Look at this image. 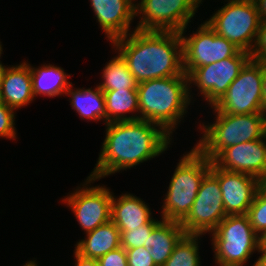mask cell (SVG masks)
<instances>
[{
    "mask_svg": "<svg viewBox=\"0 0 266 266\" xmlns=\"http://www.w3.org/2000/svg\"><path fill=\"white\" fill-rule=\"evenodd\" d=\"M105 125V140L96 167L90 174L96 180L158 156L171 141V135L161 126L147 120L118 121Z\"/></svg>",
    "mask_w": 266,
    "mask_h": 266,
    "instance_id": "1",
    "label": "cell"
},
{
    "mask_svg": "<svg viewBox=\"0 0 266 266\" xmlns=\"http://www.w3.org/2000/svg\"><path fill=\"white\" fill-rule=\"evenodd\" d=\"M140 83L146 80L186 75L180 32L136 29L112 42Z\"/></svg>",
    "mask_w": 266,
    "mask_h": 266,
    "instance_id": "2",
    "label": "cell"
},
{
    "mask_svg": "<svg viewBox=\"0 0 266 266\" xmlns=\"http://www.w3.org/2000/svg\"><path fill=\"white\" fill-rule=\"evenodd\" d=\"M187 75L146 80L138 83L139 119L161 126L169 135L190 104Z\"/></svg>",
    "mask_w": 266,
    "mask_h": 266,
    "instance_id": "3",
    "label": "cell"
},
{
    "mask_svg": "<svg viewBox=\"0 0 266 266\" xmlns=\"http://www.w3.org/2000/svg\"><path fill=\"white\" fill-rule=\"evenodd\" d=\"M215 113V123L203 124V136L195 145V148L211 161L225 148L254 141L266 135V115L263 113L223 114L219 110H215Z\"/></svg>",
    "mask_w": 266,
    "mask_h": 266,
    "instance_id": "4",
    "label": "cell"
},
{
    "mask_svg": "<svg viewBox=\"0 0 266 266\" xmlns=\"http://www.w3.org/2000/svg\"><path fill=\"white\" fill-rule=\"evenodd\" d=\"M212 161L195 147L177 164L162 207V219L181 222L189 213Z\"/></svg>",
    "mask_w": 266,
    "mask_h": 266,
    "instance_id": "5",
    "label": "cell"
},
{
    "mask_svg": "<svg viewBox=\"0 0 266 266\" xmlns=\"http://www.w3.org/2000/svg\"><path fill=\"white\" fill-rule=\"evenodd\" d=\"M211 233L219 266H243L261 242L247 214L227 215Z\"/></svg>",
    "mask_w": 266,
    "mask_h": 266,
    "instance_id": "6",
    "label": "cell"
},
{
    "mask_svg": "<svg viewBox=\"0 0 266 266\" xmlns=\"http://www.w3.org/2000/svg\"><path fill=\"white\" fill-rule=\"evenodd\" d=\"M206 23L216 34L250 54L261 18L253 0H229Z\"/></svg>",
    "mask_w": 266,
    "mask_h": 266,
    "instance_id": "7",
    "label": "cell"
},
{
    "mask_svg": "<svg viewBox=\"0 0 266 266\" xmlns=\"http://www.w3.org/2000/svg\"><path fill=\"white\" fill-rule=\"evenodd\" d=\"M211 108L223 114L262 113V62L250 59Z\"/></svg>",
    "mask_w": 266,
    "mask_h": 266,
    "instance_id": "8",
    "label": "cell"
},
{
    "mask_svg": "<svg viewBox=\"0 0 266 266\" xmlns=\"http://www.w3.org/2000/svg\"><path fill=\"white\" fill-rule=\"evenodd\" d=\"M202 0H141L135 16L142 14L136 29L144 31L185 30Z\"/></svg>",
    "mask_w": 266,
    "mask_h": 266,
    "instance_id": "9",
    "label": "cell"
},
{
    "mask_svg": "<svg viewBox=\"0 0 266 266\" xmlns=\"http://www.w3.org/2000/svg\"><path fill=\"white\" fill-rule=\"evenodd\" d=\"M184 31H180V37L183 68L186 75L197 67L233 57L240 51L226 38L216 34L206 22L201 24L197 32L189 37H184Z\"/></svg>",
    "mask_w": 266,
    "mask_h": 266,
    "instance_id": "10",
    "label": "cell"
},
{
    "mask_svg": "<svg viewBox=\"0 0 266 266\" xmlns=\"http://www.w3.org/2000/svg\"><path fill=\"white\" fill-rule=\"evenodd\" d=\"M218 179L209 172L202 180L188 215L180 222L186 234L212 232L226 217Z\"/></svg>",
    "mask_w": 266,
    "mask_h": 266,
    "instance_id": "11",
    "label": "cell"
},
{
    "mask_svg": "<svg viewBox=\"0 0 266 266\" xmlns=\"http://www.w3.org/2000/svg\"><path fill=\"white\" fill-rule=\"evenodd\" d=\"M250 59L248 52L240 50L233 57L193 69L187 75L188 83H194L212 107L226 93L229 85Z\"/></svg>",
    "mask_w": 266,
    "mask_h": 266,
    "instance_id": "12",
    "label": "cell"
},
{
    "mask_svg": "<svg viewBox=\"0 0 266 266\" xmlns=\"http://www.w3.org/2000/svg\"><path fill=\"white\" fill-rule=\"evenodd\" d=\"M95 178L88 176L83 187L63 199L71 207L82 229L88 233L98 226L111 220V204L113 193L102 186L87 187L95 182Z\"/></svg>",
    "mask_w": 266,
    "mask_h": 266,
    "instance_id": "13",
    "label": "cell"
},
{
    "mask_svg": "<svg viewBox=\"0 0 266 266\" xmlns=\"http://www.w3.org/2000/svg\"><path fill=\"white\" fill-rule=\"evenodd\" d=\"M210 172L218 179L226 215L247 214L259 189V179L238 172H230L211 163Z\"/></svg>",
    "mask_w": 266,
    "mask_h": 266,
    "instance_id": "14",
    "label": "cell"
},
{
    "mask_svg": "<svg viewBox=\"0 0 266 266\" xmlns=\"http://www.w3.org/2000/svg\"><path fill=\"white\" fill-rule=\"evenodd\" d=\"M212 162L223 170L260 179L266 174V135L225 148Z\"/></svg>",
    "mask_w": 266,
    "mask_h": 266,
    "instance_id": "15",
    "label": "cell"
},
{
    "mask_svg": "<svg viewBox=\"0 0 266 266\" xmlns=\"http://www.w3.org/2000/svg\"><path fill=\"white\" fill-rule=\"evenodd\" d=\"M94 14L108 40L127 35L135 16V0H90Z\"/></svg>",
    "mask_w": 266,
    "mask_h": 266,
    "instance_id": "16",
    "label": "cell"
},
{
    "mask_svg": "<svg viewBox=\"0 0 266 266\" xmlns=\"http://www.w3.org/2000/svg\"><path fill=\"white\" fill-rule=\"evenodd\" d=\"M0 86L2 101L10 108L16 110L29 104L34 99L30 64L23 62L12 67L5 66Z\"/></svg>",
    "mask_w": 266,
    "mask_h": 266,
    "instance_id": "17",
    "label": "cell"
},
{
    "mask_svg": "<svg viewBox=\"0 0 266 266\" xmlns=\"http://www.w3.org/2000/svg\"><path fill=\"white\" fill-rule=\"evenodd\" d=\"M150 211L144 201L132 194H123L118 199L112 197L111 221L120 231L149 224L153 220Z\"/></svg>",
    "mask_w": 266,
    "mask_h": 266,
    "instance_id": "18",
    "label": "cell"
},
{
    "mask_svg": "<svg viewBox=\"0 0 266 266\" xmlns=\"http://www.w3.org/2000/svg\"><path fill=\"white\" fill-rule=\"evenodd\" d=\"M185 234L180 222L161 220L152 230L148 240L149 253L156 266L165 264Z\"/></svg>",
    "mask_w": 266,
    "mask_h": 266,
    "instance_id": "19",
    "label": "cell"
},
{
    "mask_svg": "<svg viewBox=\"0 0 266 266\" xmlns=\"http://www.w3.org/2000/svg\"><path fill=\"white\" fill-rule=\"evenodd\" d=\"M86 236L77 242L75 250L88 258L98 259L109 251L121 247L120 230L111 220L86 233Z\"/></svg>",
    "mask_w": 266,
    "mask_h": 266,
    "instance_id": "20",
    "label": "cell"
},
{
    "mask_svg": "<svg viewBox=\"0 0 266 266\" xmlns=\"http://www.w3.org/2000/svg\"><path fill=\"white\" fill-rule=\"evenodd\" d=\"M30 73L34 97L38 94L47 97L63 95L72 85L67 79L70 75H67L61 67L43 65L33 68L30 65Z\"/></svg>",
    "mask_w": 266,
    "mask_h": 266,
    "instance_id": "21",
    "label": "cell"
},
{
    "mask_svg": "<svg viewBox=\"0 0 266 266\" xmlns=\"http://www.w3.org/2000/svg\"><path fill=\"white\" fill-rule=\"evenodd\" d=\"M71 85L66 95L71 96V106L82 119L104 120L106 122V104L104 92L97 86L94 91L89 89H72Z\"/></svg>",
    "mask_w": 266,
    "mask_h": 266,
    "instance_id": "22",
    "label": "cell"
},
{
    "mask_svg": "<svg viewBox=\"0 0 266 266\" xmlns=\"http://www.w3.org/2000/svg\"><path fill=\"white\" fill-rule=\"evenodd\" d=\"M106 104V124L118 121L139 120V116H129L126 113L139 111V101L137 89H121L113 91H103Z\"/></svg>",
    "mask_w": 266,
    "mask_h": 266,
    "instance_id": "23",
    "label": "cell"
},
{
    "mask_svg": "<svg viewBox=\"0 0 266 266\" xmlns=\"http://www.w3.org/2000/svg\"><path fill=\"white\" fill-rule=\"evenodd\" d=\"M102 73L104 81L97 85L102 91L137 89L138 82L119 53L111 61L109 60Z\"/></svg>",
    "mask_w": 266,
    "mask_h": 266,
    "instance_id": "24",
    "label": "cell"
},
{
    "mask_svg": "<svg viewBox=\"0 0 266 266\" xmlns=\"http://www.w3.org/2000/svg\"><path fill=\"white\" fill-rule=\"evenodd\" d=\"M198 238L200 235L185 234L163 266H200Z\"/></svg>",
    "mask_w": 266,
    "mask_h": 266,
    "instance_id": "25",
    "label": "cell"
},
{
    "mask_svg": "<svg viewBox=\"0 0 266 266\" xmlns=\"http://www.w3.org/2000/svg\"><path fill=\"white\" fill-rule=\"evenodd\" d=\"M161 221L153 219L149 224L142 227L129 228L127 231H120L121 247L126 249L145 247L148 248V240L152 230Z\"/></svg>",
    "mask_w": 266,
    "mask_h": 266,
    "instance_id": "26",
    "label": "cell"
},
{
    "mask_svg": "<svg viewBox=\"0 0 266 266\" xmlns=\"http://www.w3.org/2000/svg\"><path fill=\"white\" fill-rule=\"evenodd\" d=\"M247 215L255 233L261 239L266 238V195L260 189L256 192Z\"/></svg>",
    "mask_w": 266,
    "mask_h": 266,
    "instance_id": "27",
    "label": "cell"
},
{
    "mask_svg": "<svg viewBox=\"0 0 266 266\" xmlns=\"http://www.w3.org/2000/svg\"><path fill=\"white\" fill-rule=\"evenodd\" d=\"M14 109L5 103L0 104V136L6 139H16Z\"/></svg>",
    "mask_w": 266,
    "mask_h": 266,
    "instance_id": "28",
    "label": "cell"
},
{
    "mask_svg": "<svg viewBox=\"0 0 266 266\" xmlns=\"http://www.w3.org/2000/svg\"><path fill=\"white\" fill-rule=\"evenodd\" d=\"M250 56L255 61L266 62V20L260 23Z\"/></svg>",
    "mask_w": 266,
    "mask_h": 266,
    "instance_id": "29",
    "label": "cell"
},
{
    "mask_svg": "<svg viewBox=\"0 0 266 266\" xmlns=\"http://www.w3.org/2000/svg\"><path fill=\"white\" fill-rule=\"evenodd\" d=\"M128 264L131 266H156L149 249L145 247H137L126 249Z\"/></svg>",
    "mask_w": 266,
    "mask_h": 266,
    "instance_id": "30",
    "label": "cell"
},
{
    "mask_svg": "<svg viewBox=\"0 0 266 266\" xmlns=\"http://www.w3.org/2000/svg\"><path fill=\"white\" fill-rule=\"evenodd\" d=\"M99 266H126L128 263L127 253L123 247L109 251L107 254L99 257Z\"/></svg>",
    "mask_w": 266,
    "mask_h": 266,
    "instance_id": "31",
    "label": "cell"
},
{
    "mask_svg": "<svg viewBox=\"0 0 266 266\" xmlns=\"http://www.w3.org/2000/svg\"><path fill=\"white\" fill-rule=\"evenodd\" d=\"M76 257L75 266H99L98 260L94 258H88L79 254L76 250L74 252Z\"/></svg>",
    "mask_w": 266,
    "mask_h": 266,
    "instance_id": "32",
    "label": "cell"
},
{
    "mask_svg": "<svg viewBox=\"0 0 266 266\" xmlns=\"http://www.w3.org/2000/svg\"><path fill=\"white\" fill-rule=\"evenodd\" d=\"M262 113L266 115V62H262Z\"/></svg>",
    "mask_w": 266,
    "mask_h": 266,
    "instance_id": "33",
    "label": "cell"
},
{
    "mask_svg": "<svg viewBox=\"0 0 266 266\" xmlns=\"http://www.w3.org/2000/svg\"><path fill=\"white\" fill-rule=\"evenodd\" d=\"M258 252L262 255L257 259L253 266H266V238L261 239Z\"/></svg>",
    "mask_w": 266,
    "mask_h": 266,
    "instance_id": "34",
    "label": "cell"
},
{
    "mask_svg": "<svg viewBox=\"0 0 266 266\" xmlns=\"http://www.w3.org/2000/svg\"><path fill=\"white\" fill-rule=\"evenodd\" d=\"M261 21L266 20V0H253Z\"/></svg>",
    "mask_w": 266,
    "mask_h": 266,
    "instance_id": "35",
    "label": "cell"
},
{
    "mask_svg": "<svg viewBox=\"0 0 266 266\" xmlns=\"http://www.w3.org/2000/svg\"><path fill=\"white\" fill-rule=\"evenodd\" d=\"M24 266H38L35 261H29Z\"/></svg>",
    "mask_w": 266,
    "mask_h": 266,
    "instance_id": "36",
    "label": "cell"
},
{
    "mask_svg": "<svg viewBox=\"0 0 266 266\" xmlns=\"http://www.w3.org/2000/svg\"><path fill=\"white\" fill-rule=\"evenodd\" d=\"M4 68H5V66L2 65V63L0 62V80H1L2 72H3Z\"/></svg>",
    "mask_w": 266,
    "mask_h": 266,
    "instance_id": "37",
    "label": "cell"
},
{
    "mask_svg": "<svg viewBox=\"0 0 266 266\" xmlns=\"http://www.w3.org/2000/svg\"><path fill=\"white\" fill-rule=\"evenodd\" d=\"M3 103L2 96H1V86H0V104Z\"/></svg>",
    "mask_w": 266,
    "mask_h": 266,
    "instance_id": "38",
    "label": "cell"
},
{
    "mask_svg": "<svg viewBox=\"0 0 266 266\" xmlns=\"http://www.w3.org/2000/svg\"><path fill=\"white\" fill-rule=\"evenodd\" d=\"M2 45H1V42H0V57H1V54H2Z\"/></svg>",
    "mask_w": 266,
    "mask_h": 266,
    "instance_id": "39",
    "label": "cell"
}]
</instances>
